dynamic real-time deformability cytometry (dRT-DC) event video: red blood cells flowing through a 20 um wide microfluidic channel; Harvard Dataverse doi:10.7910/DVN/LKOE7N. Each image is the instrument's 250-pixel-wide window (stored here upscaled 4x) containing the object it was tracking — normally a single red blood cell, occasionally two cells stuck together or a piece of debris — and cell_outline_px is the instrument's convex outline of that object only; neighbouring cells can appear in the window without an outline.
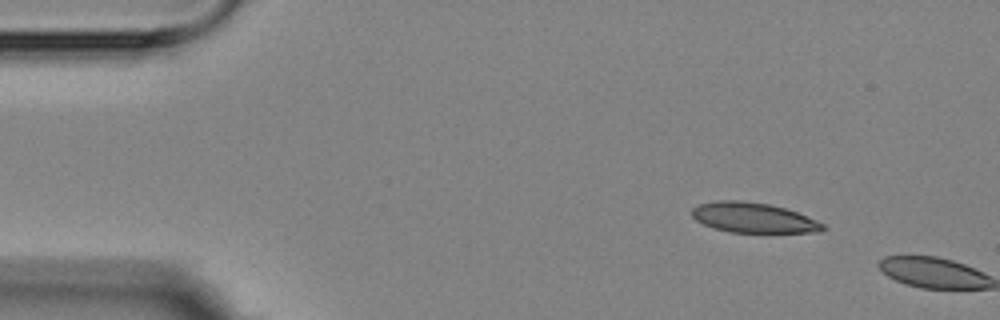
{"species": "Egyptian fruit bat (a non-hibernating species)", "species_latin": "Rousettus aegyptiacus", "temperature_condition": "room temperature", "stored_images_in_passage": 2, "camera_frame_rate_fps": 3000, "um_per_image_px": 0.085, "animal": {"sex": "female"}, "frame": {"image": 1, "passage_image": 1, "time_ms": 0.0, "image_size_px": [1000, 320], "cell_outline_px": [[828, 228], [820, 232], [728, 232], [704, 224], [696, 220], [692, 216], [692, 208], [700, 204], [716, 200], [736, 200], [768, 204], [784, 208], [796, 212], [816, 220], [824, 224]], "centroid_in_image_um": [64.04, 18.51], "position_along_channel_um": 21.0, "area_um2": 22.72}}